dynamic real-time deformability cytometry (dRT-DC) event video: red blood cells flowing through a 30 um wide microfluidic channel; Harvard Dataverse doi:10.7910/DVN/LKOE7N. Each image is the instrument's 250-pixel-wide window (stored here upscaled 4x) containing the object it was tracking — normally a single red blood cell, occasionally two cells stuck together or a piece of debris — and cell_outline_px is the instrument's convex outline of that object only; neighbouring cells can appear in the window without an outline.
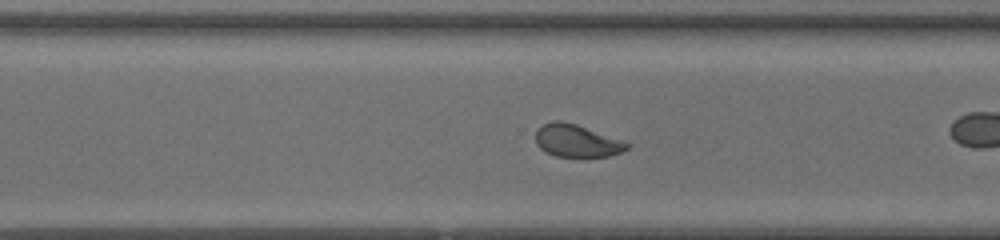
{"species": "common noctule bat (a hibernating species)", "species_latin": "Nyctalus noctula", "temperature_condition": "room temperature", "stored_images_in_passage": 49, "camera_frame_rate_fps": 3000, "um_per_image_px": 0.085, "animal": {"sex": "female", "body_mass_g": 20.0, "forearm_length_mm": 54.0}, "frame": {"image": 1, "passage_image": 35, "time_ms": 11.333, "image_size_px": [1000, 240], "cell_outline_px": [[632, 144], [628, 148], [620, 152], [608, 156], [556, 156], [544, 152], [536, 144], [536, 132], [544, 124], [552, 120], [560, 120], [576, 124], [624, 140]], "centroid_in_image_um": [49.04, 11.96], "position_along_channel_um": 321.6, "area_um2": 17.28}, "authors_computed_cell_mechanics": {"area_um2": 20.1722, "velocity_mm_per_s": 4.4144, "shape_relaxation_time_tau1_ms": null, "shape_relaxation_time_tau2_ms": 0.6939, "deformation_change_tau1": null, "deformation_change_tau2": 0.0633}}